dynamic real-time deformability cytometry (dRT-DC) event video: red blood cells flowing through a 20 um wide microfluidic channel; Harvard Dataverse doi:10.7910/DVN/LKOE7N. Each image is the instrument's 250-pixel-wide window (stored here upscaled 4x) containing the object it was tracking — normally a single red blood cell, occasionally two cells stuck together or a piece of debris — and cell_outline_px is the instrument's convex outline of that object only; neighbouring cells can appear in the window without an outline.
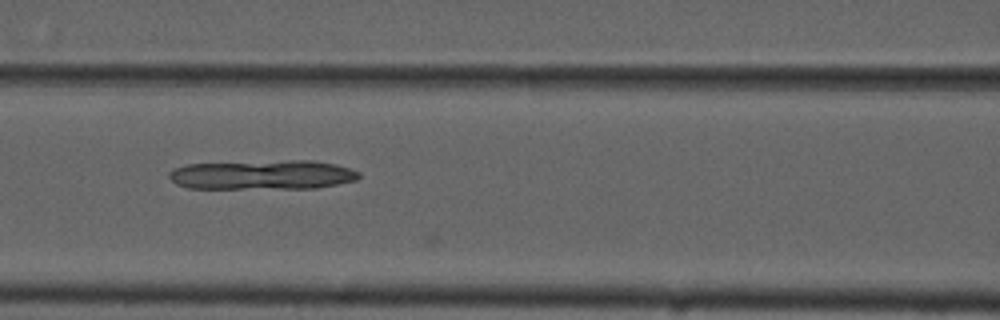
{"species": "common noctule bat (a hibernating species)", "species_latin": "Nyctalus noctula", "temperature_condition": "cold", "stored_images_in_passage": 25, "camera_frame_rate_fps": 3000, "um_per_image_px": 0.085, "animal": {"sex": "male", "forearm_length_mm": 52.5}, "frame": {"image": 1, "passage_image": 24, "time_ms": 7.667, "image_size_px": [1000, 320], "cell_outline_px": [[360, 176], [356, 180], [316, 188], [188, 188], [176, 184], [168, 176], [168, 172], [176, 168], [188, 164], [292, 160], [316, 160], [336, 164], [360, 172]], "centroid_in_image_um": [22.33, 14.85], "position_along_channel_um": 144.3, "area_um2": 32.48}}